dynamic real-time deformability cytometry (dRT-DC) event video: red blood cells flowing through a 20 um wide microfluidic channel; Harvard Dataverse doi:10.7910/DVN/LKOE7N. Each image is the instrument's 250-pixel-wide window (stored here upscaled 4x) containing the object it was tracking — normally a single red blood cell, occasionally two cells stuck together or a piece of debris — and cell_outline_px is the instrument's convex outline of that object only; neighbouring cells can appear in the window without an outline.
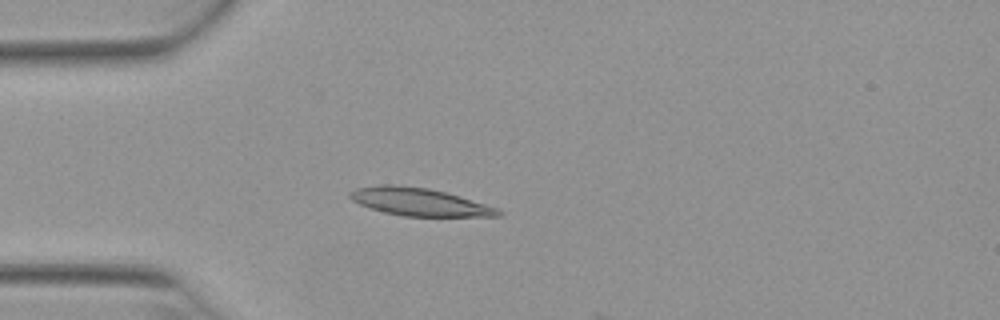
{"species": "Egyptian fruit bat (a non-hibernating species)", "species_latin": "Rousettus aegyptiacus", "temperature_condition": "warm", "stored_images_in_passage": 17, "camera_frame_rate_fps": 3000, "um_per_image_px": 0.085, "animal": {"sex": "female"}, "frame": {"image": 1, "passage_image": 14, "time_ms": 4.333, "image_size_px": [1000, 320], "cell_outline_px": [[504, 212], [500, 216], [404, 216], [384, 212], [360, 204], [352, 200], [348, 196], [348, 192], [356, 188], [380, 184], [392, 184], [428, 188], [460, 196], [496, 208]], "centroid_in_image_um": [35.6, 17.15], "position_along_channel_um": 49.4, "area_um2": 23.76}}